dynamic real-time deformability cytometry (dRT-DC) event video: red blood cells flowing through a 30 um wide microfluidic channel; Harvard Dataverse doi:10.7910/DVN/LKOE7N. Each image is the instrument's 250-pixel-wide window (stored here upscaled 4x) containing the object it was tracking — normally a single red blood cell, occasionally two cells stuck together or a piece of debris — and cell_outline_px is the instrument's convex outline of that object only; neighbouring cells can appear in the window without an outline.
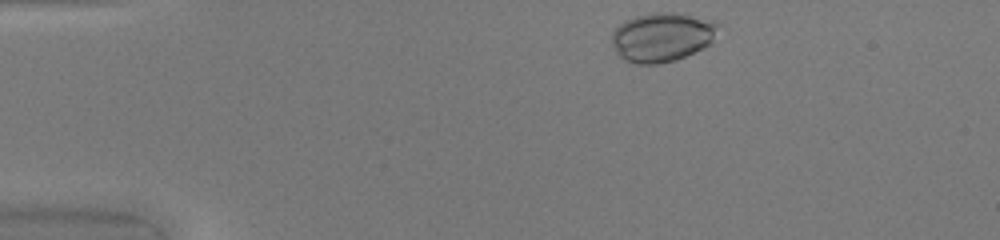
{"species": "common noctule bat (a hibernating species)", "species_latin": "Nyctalus noctula", "temperature_condition": "warm", "stored_images_in_passage": 6, "camera_frame_rate_fps": 3000, "um_per_image_px": 0.085, "animal": {"sex": "female", "body_mass_g": 20.0, "forearm_length_mm": 54.0}, "frame": {"image": 1, "passage_image": 1, "time_ms": 0.0, "image_size_px": [1000, 240], "cell_outline_px": [[720, 24], [708, 44], [704, 48], [676, 60], [660, 64], [636, 64], [624, 60], [616, 52], [612, 44], [612, 32], [624, 20], [636, 16], [656, 12], [676, 12], [716, 20]], "centroid_in_image_um": [56.27, 3.14], "position_along_channel_um": 28.7, "area_um2": 30.63}}